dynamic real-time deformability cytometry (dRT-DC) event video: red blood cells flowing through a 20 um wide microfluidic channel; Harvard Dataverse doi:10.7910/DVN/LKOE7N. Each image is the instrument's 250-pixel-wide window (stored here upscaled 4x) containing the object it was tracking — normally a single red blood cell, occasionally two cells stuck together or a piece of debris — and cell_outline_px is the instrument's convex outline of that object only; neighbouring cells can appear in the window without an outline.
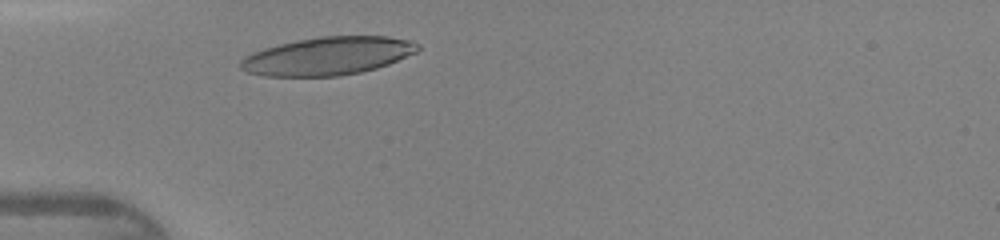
{"species": "human", "species_latin": "Homo sapiens", "temperature_condition": "warm", "stored_images_in_passage": 28, "camera_frame_rate_fps": 3000, "um_per_image_px": 0.085, "donor": {"sex": "female"}, "frame": {"image": 1, "passage_image": 4, "time_ms": 1.0, "image_size_px": [1000, 240], "cell_outline_px": [[420, 48], [416, 52], [388, 64], [376, 68], [360, 72], [340, 76], [264, 76], [248, 72], [240, 68], [240, 60], [244, 56], [252, 52], [264, 48], [296, 40], [320, 36], [388, 36], [408, 40], [420, 44]], "centroid_in_image_um": [27.85, 4.76], "position_along_channel_um": 57.2, "area_um2": 39.3}}
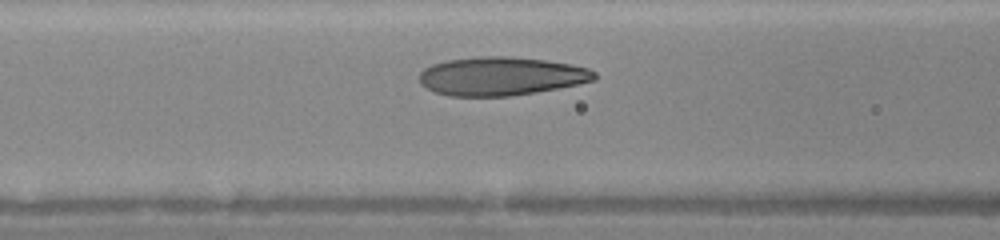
{"frame": {"image": 2, "passage_image": 9, "time_ms": 2.667, "image_size_px": [1000, 240], "cell_outline_px": [[596, 80], [536, 92], [508, 96], [448, 96], [432, 92], [420, 84], [420, 72], [424, 68], [432, 64], [444, 60], [480, 56], [508, 56], [544, 60], [572, 64], [588, 68], [596, 72]], "centroid_in_image_um": [42.55, 6.47], "position_along_channel_um": 124.1, "area_um2": 39.48}}
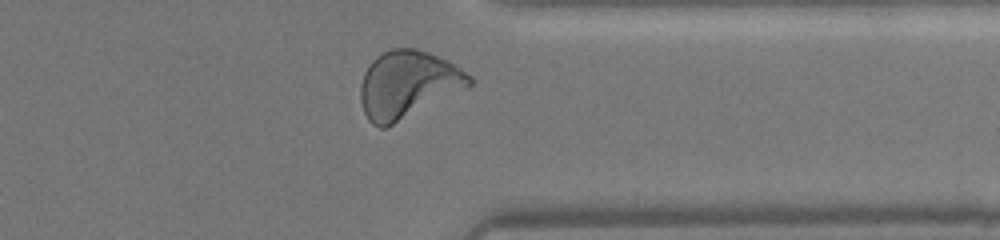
{"frame": {"image": 3, "passage_image": 26, "time_ms": 8.333, "image_size_px": [1000, 240], "cell_outline_px": [[472, 84], [468, 88], [384, 128], [380, 128], [372, 124], [368, 120], [364, 112], [360, 100], [360, 88], [364, 72], [368, 64], [376, 56], [392, 48], [416, 48], [428, 52], [448, 60], [472, 76]], "centroid_in_image_um": [34.66, 7.17], "position_along_channel_um": 376.7, "area_um2": 42.66}}